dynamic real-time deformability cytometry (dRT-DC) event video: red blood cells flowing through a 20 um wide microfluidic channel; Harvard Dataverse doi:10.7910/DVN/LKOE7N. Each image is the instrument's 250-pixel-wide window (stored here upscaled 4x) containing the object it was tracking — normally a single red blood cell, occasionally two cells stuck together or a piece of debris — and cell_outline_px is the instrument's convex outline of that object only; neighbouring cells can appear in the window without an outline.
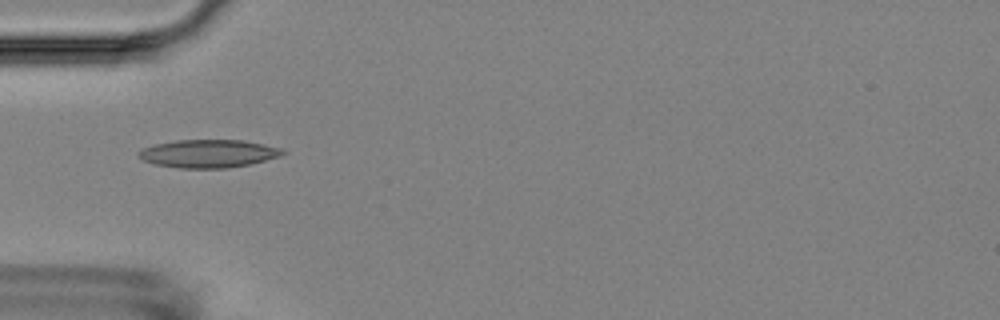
{"species": "Egyptian fruit bat (a non-hibernating species)", "species_latin": "Rousettus aegyptiacus", "temperature_condition": "room temperature", "stored_images_in_passage": 9, "camera_frame_rate_fps": 3000, "um_per_image_px": 0.085, "animal": {"sex": "female"}, "frame": {"image": 1, "passage_image": 2, "time_ms": 1.333, "image_size_px": [1000, 320], "cell_outline_px": [[288, 152], [280, 156], [252, 164], [228, 168], [180, 168], [156, 164], [144, 160], [136, 156], [136, 152], [144, 148], [156, 144], [176, 140], [244, 140], [284, 148]], "centroid_in_image_um": [17.77, 13.05], "position_along_channel_um": 67.2, "area_um2": 23.7}}
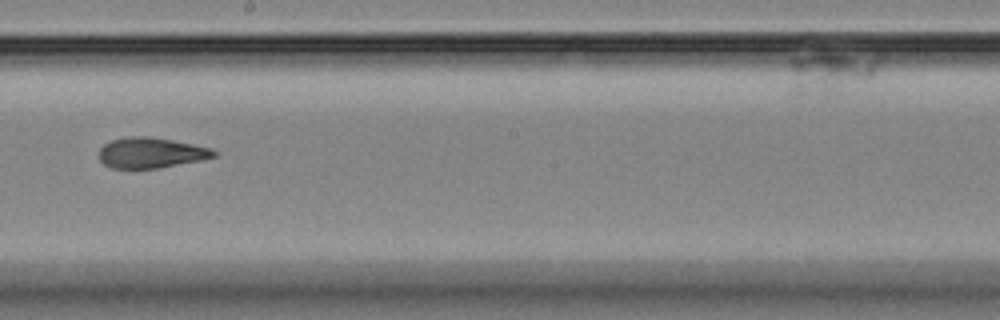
{"frame": {"image": 2, "passage_image": 6, "time_ms": 6.0, "image_size_px": [1000, 320], "cell_outline_px": [[220, 152], [216, 156], [200, 160], [160, 168], [112, 168], [104, 164], [100, 160], [100, 148], [104, 144], [112, 140], [128, 136], [148, 136], [172, 140], [212, 148]], "centroid_in_image_um": [12.86, 12.98], "position_along_channel_um": 235.3, "area_um2": 20.4}}
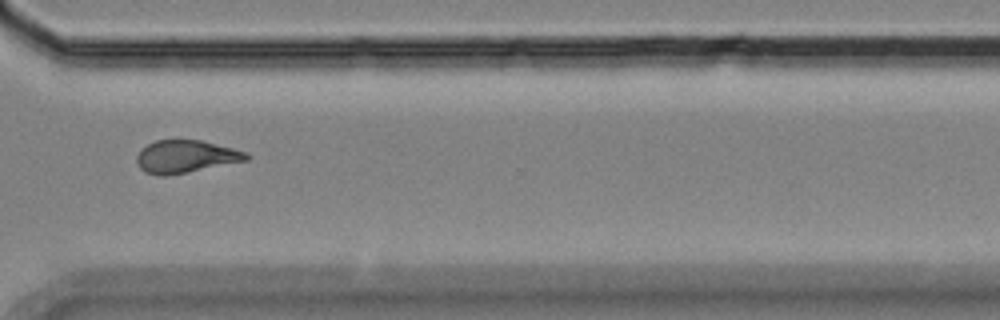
{"frame": {"image": 3, "passage_image": 9, "time_ms": 9.333, "image_size_px": [1000, 320], "cell_outline_px": [[252, 156], [248, 160], [168, 176], [156, 176], [144, 172], [136, 164], [136, 156], [140, 148], [156, 140], [200, 140], [248, 152]], "centroid_in_image_um": [15.76, 13.32], "position_along_channel_um": 354.8, "area_um2": 21.1}}